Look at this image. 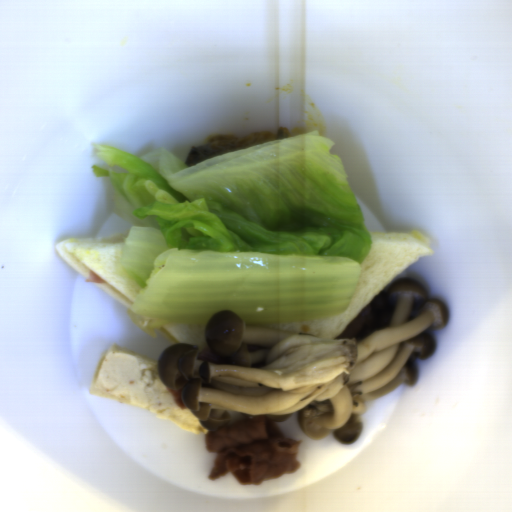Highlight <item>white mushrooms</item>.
<instances>
[{
	"label": "white mushrooms",
	"mask_w": 512,
	"mask_h": 512,
	"mask_svg": "<svg viewBox=\"0 0 512 512\" xmlns=\"http://www.w3.org/2000/svg\"><path fill=\"white\" fill-rule=\"evenodd\" d=\"M428 295L411 277L395 281L370 302L372 320L343 338L247 325L231 310L219 311L204 337L221 363L199 361V346L177 343L162 350L158 374L182 389L181 401L209 431L226 427L229 411L273 423L296 415L307 438L330 435L352 444L363 432L368 401L413 387L417 361L433 355L429 332L449 315L445 302Z\"/></svg>",
	"instance_id": "1"
}]
</instances>
